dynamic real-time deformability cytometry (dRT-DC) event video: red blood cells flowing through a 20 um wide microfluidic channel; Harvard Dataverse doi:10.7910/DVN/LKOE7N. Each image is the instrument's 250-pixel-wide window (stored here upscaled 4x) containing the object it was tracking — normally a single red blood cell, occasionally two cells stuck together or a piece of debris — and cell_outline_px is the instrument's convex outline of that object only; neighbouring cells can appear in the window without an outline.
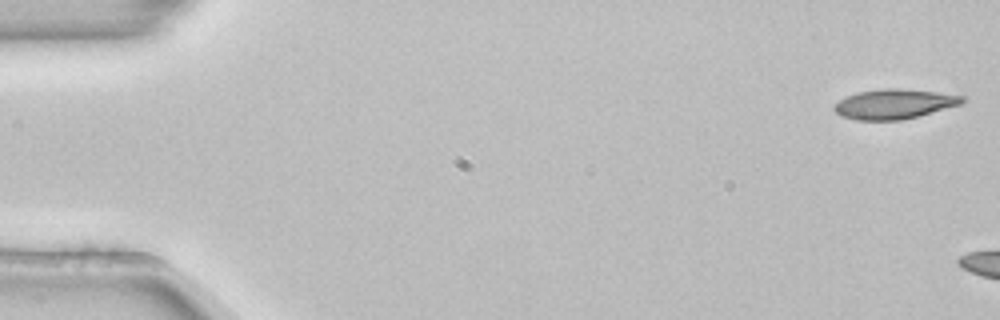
{"species": "common noctule bat (a hibernating species)", "species_latin": "Nyctalus noctula", "temperature_condition": "room temperature", "stored_images_in_passage": 6, "camera_frame_rate_fps": 3000, "um_per_image_px": 0.085, "animal": {"sex": "female", "body_mass_g": 22.7, "forearm_length_mm": 54.2}, "frame": {"image": 1, "passage_image": 1, "time_ms": 0.0, "image_size_px": [1000, 320], "cell_outline_px": [[964, 100], [960, 104], [916, 116], [900, 120], [856, 120], [840, 116], [832, 108], [840, 100], [856, 92], [880, 88], [900, 88], [936, 92], [964, 96]], "centroid_in_image_um": [75.95, 8.83], "position_along_channel_um": 9.0, "area_um2": 21.96}}